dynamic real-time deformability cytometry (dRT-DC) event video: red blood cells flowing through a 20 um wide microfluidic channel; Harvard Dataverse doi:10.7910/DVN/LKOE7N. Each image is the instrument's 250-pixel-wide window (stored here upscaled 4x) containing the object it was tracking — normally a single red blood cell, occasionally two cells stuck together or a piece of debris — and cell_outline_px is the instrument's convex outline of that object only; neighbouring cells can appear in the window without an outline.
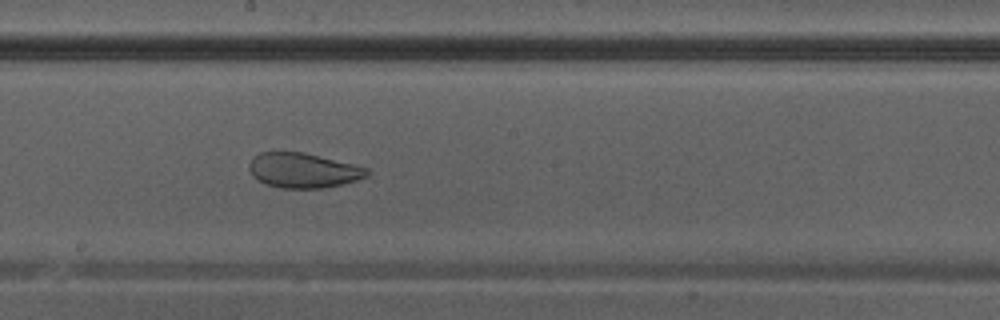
{"species": "Egyptian fruit bat (a non-hibernating species)", "species_latin": "Rousettus aegyptiacus", "temperature_condition": "warm", "stored_images_in_passage": 33, "camera_frame_rate_fps": 3000, "um_per_image_px": 0.085, "animal": {"sex": "male"}, "frame": {"image": 1, "passage_image": 19, "time_ms": 6.0, "image_size_px": [1000, 320], "cell_outline_px": [[368, 176], [356, 180], [324, 188], [284, 188], [264, 184], [252, 176], [248, 168], [248, 164], [252, 156], [260, 152], [304, 152], [368, 168]], "centroid_in_image_um": [25.71, 14.48], "position_along_channel_um": 222.5, "area_um2": 23.93}}